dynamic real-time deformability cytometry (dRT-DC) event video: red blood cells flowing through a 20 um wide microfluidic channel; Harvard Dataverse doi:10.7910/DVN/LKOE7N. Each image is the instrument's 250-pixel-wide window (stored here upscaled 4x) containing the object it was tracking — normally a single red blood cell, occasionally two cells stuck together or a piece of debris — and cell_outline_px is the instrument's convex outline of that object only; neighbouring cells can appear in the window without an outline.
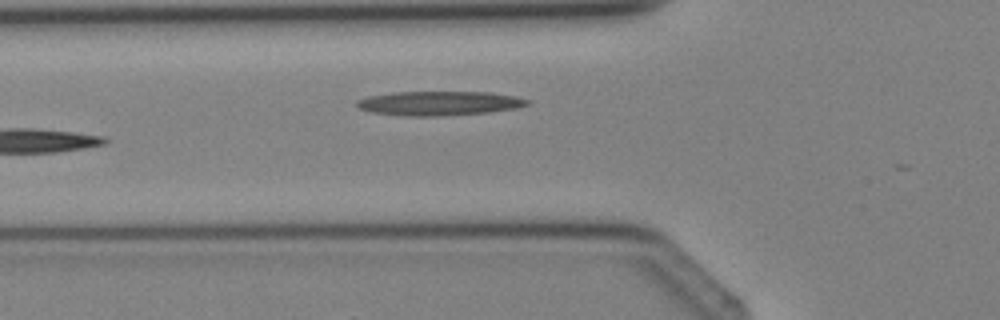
{"species": "Egyptian fruit bat (a non-hibernating species)", "species_latin": "Rousettus aegyptiacus", "temperature_condition": "cold", "stored_images_in_passage": 4, "camera_frame_rate_fps": 3000, "um_per_image_px": 0.085, "animal": {"sex": "female"}, "frame": {"image": 1, "passage_image": 4, "time_ms": 4.333, "image_size_px": [1000, 320], "cell_outline_px": [[532, 100], [528, 104], [516, 108], [488, 112], [440, 116], [408, 116], [372, 112], [360, 108], [356, 104], [356, 100], [368, 96], [392, 92], [488, 92], [512, 96]], "centroid_in_image_um": [37.31, 8.77], "position_along_channel_um": 88.5, "area_um2": 23.93}}